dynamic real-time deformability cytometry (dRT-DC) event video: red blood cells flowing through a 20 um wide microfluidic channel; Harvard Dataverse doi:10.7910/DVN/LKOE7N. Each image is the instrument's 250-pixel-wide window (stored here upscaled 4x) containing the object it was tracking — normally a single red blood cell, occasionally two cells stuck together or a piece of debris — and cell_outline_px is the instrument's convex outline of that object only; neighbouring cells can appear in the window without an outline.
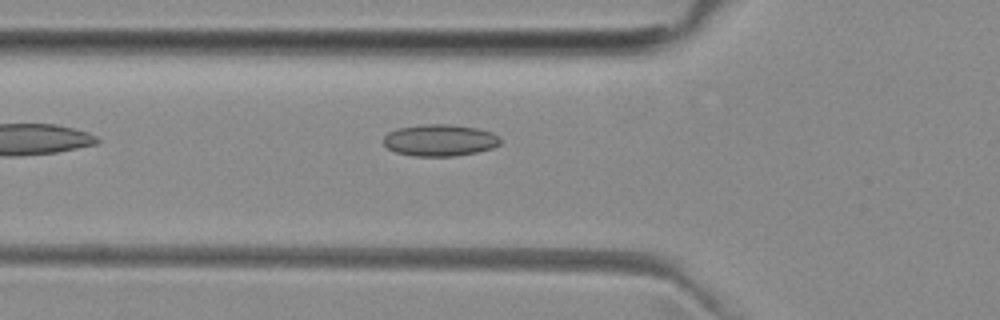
{"species": "common noctule bat (a hibernating species)", "species_latin": "Nyctalus noctula", "temperature_condition": "room temperature", "stored_images_in_passage": 36, "camera_frame_rate_fps": 3000, "um_per_image_px": 0.085, "animal": {"sex": "female", "body_mass_g": 29.2, "forearm_length_mm": 56.3}, "frame": {"image": 1, "passage_image": 2, "time_ms": 0.333, "image_size_px": [1000, 320], "cell_outline_px": [[500, 144], [492, 148], [476, 152], [456, 156], [412, 156], [396, 152], [388, 148], [384, 144], [384, 136], [388, 132], [396, 128], [424, 124], [448, 124], [476, 128], [492, 132], [500, 140]], "centroid_in_image_um": [37.35, 11.92], "position_along_channel_um": 88.4, "area_um2": 21.56}}
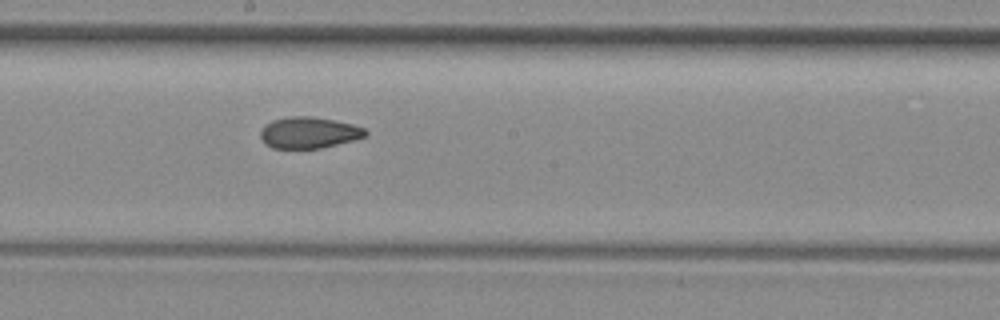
{"frame": {"image": 2, "passage_image": 12, "time_ms": 3.667, "image_size_px": [1000, 320], "cell_outline_px": [[368, 132], [364, 136], [352, 140], [320, 148], [272, 148], [264, 144], [260, 136], [260, 132], [272, 120], [288, 116], [312, 116], [336, 120], [352, 124], [364, 128]], "centroid_in_image_um": [26.23, 11.26], "position_along_channel_um": 222.0, "area_um2": 19.02}}
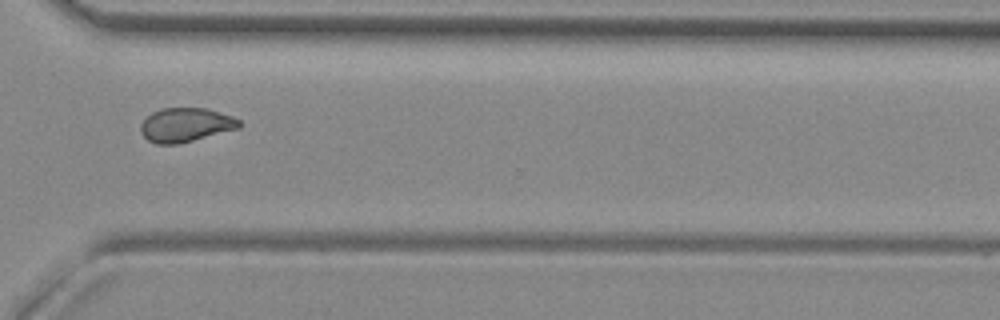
{"frame": {"image": 3, "passage_image": 22, "time_ms": 7.0, "image_size_px": [1000, 320], "cell_outline_px": [[240, 128], [180, 144], [156, 144], [148, 140], [140, 132], [140, 124], [152, 112], [164, 108], [204, 108], [232, 116], [240, 120]], "centroid_in_image_um": [15.78, 10.63], "position_along_channel_um": 354.8, "area_um2": 19.54}}